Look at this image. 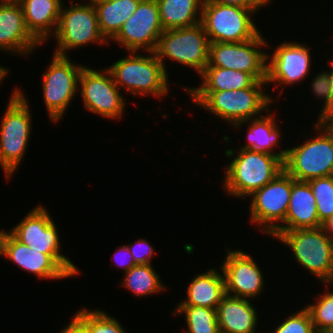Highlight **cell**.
I'll use <instances>...</instances> for the list:
<instances>
[{
	"instance_id": "40",
	"label": "cell",
	"mask_w": 333,
	"mask_h": 333,
	"mask_svg": "<svg viewBox=\"0 0 333 333\" xmlns=\"http://www.w3.org/2000/svg\"><path fill=\"white\" fill-rule=\"evenodd\" d=\"M321 122L333 132V110Z\"/></svg>"
},
{
	"instance_id": "24",
	"label": "cell",
	"mask_w": 333,
	"mask_h": 333,
	"mask_svg": "<svg viewBox=\"0 0 333 333\" xmlns=\"http://www.w3.org/2000/svg\"><path fill=\"white\" fill-rule=\"evenodd\" d=\"M249 123L246 139L248 144H245L241 149H250L254 151L266 152L272 155L278 156L284 161L288 149H282L277 152H273V148H277L280 144L279 138L281 130H279V125L275 117L268 114H261L260 117L249 119L241 123H236L233 127L239 128L241 125Z\"/></svg>"
},
{
	"instance_id": "41",
	"label": "cell",
	"mask_w": 333,
	"mask_h": 333,
	"mask_svg": "<svg viewBox=\"0 0 333 333\" xmlns=\"http://www.w3.org/2000/svg\"><path fill=\"white\" fill-rule=\"evenodd\" d=\"M9 70L6 67L0 66V83L8 76Z\"/></svg>"
},
{
	"instance_id": "32",
	"label": "cell",
	"mask_w": 333,
	"mask_h": 333,
	"mask_svg": "<svg viewBox=\"0 0 333 333\" xmlns=\"http://www.w3.org/2000/svg\"><path fill=\"white\" fill-rule=\"evenodd\" d=\"M323 295H319L314 304L306 305L312 318L316 333L333 330V292L328 287Z\"/></svg>"
},
{
	"instance_id": "21",
	"label": "cell",
	"mask_w": 333,
	"mask_h": 333,
	"mask_svg": "<svg viewBox=\"0 0 333 333\" xmlns=\"http://www.w3.org/2000/svg\"><path fill=\"white\" fill-rule=\"evenodd\" d=\"M220 333H257V311L250 299L225 294L216 308Z\"/></svg>"
},
{
	"instance_id": "12",
	"label": "cell",
	"mask_w": 333,
	"mask_h": 333,
	"mask_svg": "<svg viewBox=\"0 0 333 333\" xmlns=\"http://www.w3.org/2000/svg\"><path fill=\"white\" fill-rule=\"evenodd\" d=\"M291 189L292 176L283 170L271 182L253 192L249 196L250 223L259 224V231L272 236L285 222Z\"/></svg>"
},
{
	"instance_id": "31",
	"label": "cell",
	"mask_w": 333,
	"mask_h": 333,
	"mask_svg": "<svg viewBox=\"0 0 333 333\" xmlns=\"http://www.w3.org/2000/svg\"><path fill=\"white\" fill-rule=\"evenodd\" d=\"M316 199L317 215L323 225L333 216V175L309 180Z\"/></svg>"
},
{
	"instance_id": "3",
	"label": "cell",
	"mask_w": 333,
	"mask_h": 333,
	"mask_svg": "<svg viewBox=\"0 0 333 333\" xmlns=\"http://www.w3.org/2000/svg\"><path fill=\"white\" fill-rule=\"evenodd\" d=\"M147 54L141 55L138 51H129L125 58L119 59L107 68L115 84L120 89L129 91L132 96L142 97L150 94L161 98L169 93L168 72L154 52Z\"/></svg>"
},
{
	"instance_id": "4",
	"label": "cell",
	"mask_w": 333,
	"mask_h": 333,
	"mask_svg": "<svg viewBox=\"0 0 333 333\" xmlns=\"http://www.w3.org/2000/svg\"><path fill=\"white\" fill-rule=\"evenodd\" d=\"M22 91L18 87L12 91L0 124V165L5 179H10L20 166L32 130L29 102Z\"/></svg>"
},
{
	"instance_id": "22",
	"label": "cell",
	"mask_w": 333,
	"mask_h": 333,
	"mask_svg": "<svg viewBox=\"0 0 333 333\" xmlns=\"http://www.w3.org/2000/svg\"><path fill=\"white\" fill-rule=\"evenodd\" d=\"M63 0H19L30 34L44 44L56 31ZM54 30V31H53ZM53 32V33H52ZM52 33V35H51Z\"/></svg>"
},
{
	"instance_id": "23",
	"label": "cell",
	"mask_w": 333,
	"mask_h": 333,
	"mask_svg": "<svg viewBox=\"0 0 333 333\" xmlns=\"http://www.w3.org/2000/svg\"><path fill=\"white\" fill-rule=\"evenodd\" d=\"M210 268L197 274L187 287V299L177 306H199L216 309L225 295L224 277L221 271Z\"/></svg>"
},
{
	"instance_id": "10",
	"label": "cell",
	"mask_w": 333,
	"mask_h": 333,
	"mask_svg": "<svg viewBox=\"0 0 333 333\" xmlns=\"http://www.w3.org/2000/svg\"><path fill=\"white\" fill-rule=\"evenodd\" d=\"M67 8L62 6L58 25L54 33L57 41L55 55L68 56L69 50L95 43L106 44L108 41L101 34L96 8L92 1L75 3ZM68 51V52H67Z\"/></svg>"
},
{
	"instance_id": "27",
	"label": "cell",
	"mask_w": 333,
	"mask_h": 333,
	"mask_svg": "<svg viewBox=\"0 0 333 333\" xmlns=\"http://www.w3.org/2000/svg\"><path fill=\"white\" fill-rule=\"evenodd\" d=\"M198 87L188 88L186 91H229L251 87L257 80L249 73L221 67H206Z\"/></svg>"
},
{
	"instance_id": "30",
	"label": "cell",
	"mask_w": 333,
	"mask_h": 333,
	"mask_svg": "<svg viewBox=\"0 0 333 333\" xmlns=\"http://www.w3.org/2000/svg\"><path fill=\"white\" fill-rule=\"evenodd\" d=\"M185 315L187 331L182 333H220L216 309L199 306H177L173 314Z\"/></svg>"
},
{
	"instance_id": "43",
	"label": "cell",
	"mask_w": 333,
	"mask_h": 333,
	"mask_svg": "<svg viewBox=\"0 0 333 333\" xmlns=\"http://www.w3.org/2000/svg\"><path fill=\"white\" fill-rule=\"evenodd\" d=\"M318 333H333V330H326V331H321V332H318Z\"/></svg>"
},
{
	"instance_id": "25",
	"label": "cell",
	"mask_w": 333,
	"mask_h": 333,
	"mask_svg": "<svg viewBox=\"0 0 333 333\" xmlns=\"http://www.w3.org/2000/svg\"><path fill=\"white\" fill-rule=\"evenodd\" d=\"M96 8L98 24L104 38L112 40L142 0H91Z\"/></svg>"
},
{
	"instance_id": "2",
	"label": "cell",
	"mask_w": 333,
	"mask_h": 333,
	"mask_svg": "<svg viewBox=\"0 0 333 333\" xmlns=\"http://www.w3.org/2000/svg\"><path fill=\"white\" fill-rule=\"evenodd\" d=\"M229 148L224 151L228 158L232 157L229 165H226L223 188L228 195L249 197L253 192L261 189L271 182L284 170L283 160L276 155L250 149Z\"/></svg>"
},
{
	"instance_id": "14",
	"label": "cell",
	"mask_w": 333,
	"mask_h": 333,
	"mask_svg": "<svg viewBox=\"0 0 333 333\" xmlns=\"http://www.w3.org/2000/svg\"><path fill=\"white\" fill-rule=\"evenodd\" d=\"M79 92L84 108L103 118L120 119L126 99L115 84L108 68L95 70L84 66L79 78Z\"/></svg>"
},
{
	"instance_id": "11",
	"label": "cell",
	"mask_w": 333,
	"mask_h": 333,
	"mask_svg": "<svg viewBox=\"0 0 333 333\" xmlns=\"http://www.w3.org/2000/svg\"><path fill=\"white\" fill-rule=\"evenodd\" d=\"M53 55L49 68L42 75V90L48 116L55 123L63 118L71 101L77 96L84 66L73 63L69 56Z\"/></svg>"
},
{
	"instance_id": "36",
	"label": "cell",
	"mask_w": 333,
	"mask_h": 333,
	"mask_svg": "<svg viewBox=\"0 0 333 333\" xmlns=\"http://www.w3.org/2000/svg\"><path fill=\"white\" fill-rule=\"evenodd\" d=\"M210 1L222 5H231V6H238V7L252 9L256 13L257 11L261 10L260 9L261 7L263 8L264 6L271 3V0H210Z\"/></svg>"
},
{
	"instance_id": "28",
	"label": "cell",
	"mask_w": 333,
	"mask_h": 333,
	"mask_svg": "<svg viewBox=\"0 0 333 333\" xmlns=\"http://www.w3.org/2000/svg\"><path fill=\"white\" fill-rule=\"evenodd\" d=\"M160 280V276L151 264H140L124 273L121 284L128 288L131 293L133 292L134 295L140 297L166 290L167 287Z\"/></svg>"
},
{
	"instance_id": "15",
	"label": "cell",
	"mask_w": 333,
	"mask_h": 333,
	"mask_svg": "<svg viewBox=\"0 0 333 333\" xmlns=\"http://www.w3.org/2000/svg\"><path fill=\"white\" fill-rule=\"evenodd\" d=\"M163 31L156 0H142L112 40L127 52H154Z\"/></svg>"
},
{
	"instance_id": "37",
	"label": "cell",
	"mask_w": 333,
	"mask_h": 333,
	"mask_svg": "<svg viewBox=\"0 0 333 333\" xmlns=\"http://www.w3.org/2000/svg\"><path fill=\"white\" fill-rule=\"evenodd\" d=\"M113 259H115V261H114L115 265H119L120 268L124 269L123 270L124 273L129 271L135 265H137L135 263L134 258L132 257V254L129 252V249H128L127 245H125V246L121 245L120 247H118L117 251H115V253L113 254Z\"/></svg>"
},
{
	"instance_id": "26",
	"label": "cell",
	"mask_w": 333,
	"mask_h": 333,
	"mask_svg": "<svg viewBox=\"0 0 333 333\" xmlns=\"http://www.w3.org/2000/svg\"><path fill=\"white\" fill-rule=\"evenodd\" d=\"M164 30L194 26L201 21L204 0H156Z\"/></svg>"
},
{
	"instance_id": "20",
	"label": "cell",
	"mask_w": 333,
	"mask_h": 333,
	"mask_svg": "<svg viewBox=\"0 0 333 333\" xmlns=\"http://www.w3.org/2000/svg\"><path fill=\"white\" fill-rule=\"evenodd\" d=\"M323 226L317 215L316 199L307 182L292 177V189L285 222L272 235L276 238L283 231L318 228Z\"/></svg>"
},
{
	"instance_id": "16",
	"label": "cell",
	"mask_w": 333,
	"mask_h": 333,
	"mask_svg": "<svg viewBox=\"0 0 333 333\" xmlns=\"http://www.w3.org/2000/svg\"><path fill=\"white\" fill-rule=\"evenodd\" d=\"M227 249L226 260L219 268L224 277L225 294L250 300L256 298L265 284L259 264L240 249Z\"/></svg>"
},
{
	"instance_id": "38",
	"label": "cell",
	"mask_w": 333,
	"mask_h": 333,
	"mask_svg": "<svg viewBox=\"0 0 333 333\" xmlns=\"http://www.w3.org/2000/svg\"><path fill=\"white\" fill-rule=\"evenodd\" d=\"M64 327L59 333H85L73 320Z\"/></svg>"
},
{
	"instance_id": "33",
	"label": "cell",
	"mask_w": 333,
	"mask_h": 333,
	"mask_svg": "<svg viewBox=\"0 0 333 333\" xmlns=\"http://www.w3.org/2000/svg\"><path fill=\"white\" fill-rule=\"evenodd\" d=\"M282 323L275 328L273 333H316L309 310L301 308L298 312L291 313Z\"/></svg>"
},
{
	"instance_id": "7",
	"label": "cell",
	"mask_w": 333,
	"mask_h": 333,
	"mask_svg": "<svg viewBox=\"0 0 333 333\" xmlns=\"http://www.w3.org/2000/svg\"><path fill=\"white\" fill-rule=\"evenodd\" d=\"M57 230L49 211L39 204L9 232L33 250L48 254L70 277H74L80 274V270L61 253Z\"/></svg>"
},
{
	"instance_id": "35",
	"label": "cell",
	"mask_w": 333,
	"mask_h": 333,
	"mask_svg": "<svg viewBox=\"0 0 333 333\" xmlns=\"http://www.w3.org/2000/svg\"><path fill=\"white\" fill-rule=\"evenodd\" d=\"M129 252L137 265L151 264V259L154 255L153 246L145 239H139L132 244H126Z\"/></svg>"
},
{
	"instance_id": "17",
	"label": "cell",
	"mask_w": 333,
	"mask_h": 333,
	"mask_svg": "<svg viewBox=\"0 0 333 333\" xmlns=\"http://www.w3.org/2000/svg\"><path fill=\"white\" fill-rule=\"evenodd\" d=\"M310 53L309 47L303 43L287 41L278 44L271 57L267 54L266 85L274 83L278 87L299 84L310 73L312 67Z\"/></svg>"
},
{
	"instance_id": "5",
	"label": "cell",
	"mask_w": 333,
	"mask_h": 333,
	"mask_svg": "<svg viewBox=\"0 0 333 333\" xmlns=\"http://www.w3.org/2000/svg\"><path fill=\"white\" fill-rule=\"evenodd\" d=\"M314 130L319 134L288 148L283 161L284 170L296 181L308 182L333 175V132L320 121Z\"/></svg>"
},
{
	"instance_id": "42",
	"label": "cell",
	"mask_w": 333,
	"mask_h": 333,
	"mask_svg": "<svg viewBox=\"0 0 333 333\" xmlns=\"http://www.w3.org/2000/svg\"><path fill=\"white\" fill-rule=\"evenodd\" d=\"M330 69H331L330 76H331V89H332V94H331V111H332L333 110V62H331Z\"/></svg>"
},
{
	"instance_id": "1",
	"label": "cell",
	"mask_w": 333,
	"mask_h": 333,
	"mask_svg": "<svg viewBox=\"0 0 333 333\" xmlns=\"http://www.w3.org/2000/svg\"><path fill=\"white\" fill-rule=\"evenodd\" d=\"M266 81H256L249 88L225 91H186L199 107L234 125L270 112L272 96L265 94ZM272 97V98H271ZM261 112V113H260Z\"/></svg>"
},
{
	"instance_id": "34",
	"label": "cell",
	"mask_w": 333,
	"mask_h": 333,
	"mask_svg": "<svg viewBox=\"0 0 333 333\" xmlns=\"http://www.w3.org/2000/svg\"><path fill=\"white\" fill-rule=\"evenodd\" d=\"M312 87L313 95L318 97V99H323L324 104L318 115L317 121H322L331 112V76L330 71L319 72L315 78H313L310 85Z\"/></svg>"
},
{
	"instance_id": "29",
	"label": "cell",
	"mask_w": 333,
	"mask_h": 333,
	"mask_svg": "<svg viewBox=\"0 0 333 333\" xmlns=\"http://www.w3.org/2000/svg\"><path fill=\"white\" fill-rule=\"evenodd\" d=\"M105 312L83 307L75 313L72 320L85 333H127L117 319Z\"/></svg>"
},
{
	"instance_id": "8",
	"label": "cell",
	"mask_w": 333,
	"mask_h": 333,
	"mask_svg": "<svg viewBox=\"0 0 333 333\" xmlns=\"http://www.w3.org/2000/svg\"><path fill=\"white\" fill-rule=\"evenodd\" d=\"M252 9L204 0L201 21L210 43H240L254 39L261 31L251 19Z\"/></svg>"
},
{
	"instance_id": "9",
	"label": "cell",
	"mask_w": 333,
	"mask_h": 333,
	"mask_svg": "<svg viewBox=\"0 0 333 333\" xmlns=\"http://www.w3.org/2000/svg\"><path fill=\"white\" fill-rule=\"evenodd\" d=\"M209 40L201 23L191 27L164 30L154 51L167 72L165 60L193 68L199 75L208 65Z\"/></svg>"
},
{
	"instance_id": "19",
	"label": "cell",
	"mask_w": 333,
	"mask_h": 333,
	"mask_svg": "<svg viewBox=\"0 0 333 333\" xmlns=\"http://www.w3.org/2000/svg\"><path fill=\"white\" fill-rule=\"evenodd\" d=\"M39 45L26 27L20 3L0 0V50L27 56Z\"/></svg>"
},
{
	"instance_id": "6",
	"label": "cell",
	"mask_w": 333,
	"mask_h": 333,
	"mask_svg": "<svg viewBox=\"0 0 333 333\" xmlns=\"http://www.w3.org/2000/svg\"><path fill=\"white\" fill-rule=\"evenodd\" d=\"M276 239L290 247L296 262L323 284H333V240L323 226L283 231Z\"/></svg>"
},
{
	"instance_id": "13",
	"label": "cell",
	"mask_w": 333,
	"mask_h": 333,
	"mask_svg": "<svg viewBox=\"0 0 333 333\" xmlns=\"http://www.w3.org/2000/svg\"><path fill=\"white\" fill-rule=\"evenodd\" d=\"M264 36L259 33L254 39L240 43L215 42L209 44L208 65L251 74L257 81L267 80V46Z\"/></svg>"
},
{
	"instance_id": "39",
	"label": "cell",
	"mask_w": 333,
	"mask_h": 333,
	"mask_svg": "<svg viewBox=\"0 0 333 333\" xmlns=\"http://www.w3.org/2000/svg\"><path fill=\"white\" fill-rule=\"evenodd\" d=\"M326 234L333 240V216L323 224Z\"/></svg>"
},
{
	"instance_id": "18",
	"label": "cell",
	"mask_w": 333,
	"mask_h": 333,
	"mask_svg": "<svg viewBox=\"0 0 333 333\" xmlns=\"http://www.w3.org/2000/svg\"><path fill=\"white\" fill-rule=\"evenodd\" d=\"M0 256L39 279H63L70 276L48 255L18 241L9 231L0 232Z\"/></svg>"
}]
</instances>
